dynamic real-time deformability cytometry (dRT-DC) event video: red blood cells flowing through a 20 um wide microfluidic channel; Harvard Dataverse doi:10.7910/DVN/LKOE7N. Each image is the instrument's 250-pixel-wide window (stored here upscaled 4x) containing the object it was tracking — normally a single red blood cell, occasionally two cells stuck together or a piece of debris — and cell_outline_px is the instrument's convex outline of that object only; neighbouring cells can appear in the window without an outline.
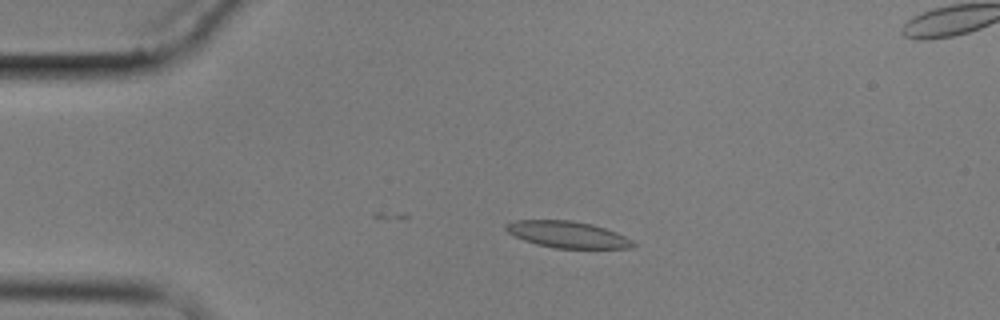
{"species": "common noctule bat (a hibernating species)", "species_latin": "Nyctalus noctula", "temperature_condition": "cold", "stored_images_in_passage": 5, "camera_frame_rate_fps": 3000, "um_per_image_px": 0.085, "animal": {"sex": "male", "body_mass_g": 17.9}, "frame": {"image": 1, "passage_image": 3, "time_ms": 2.333, "image_size_px": [1000, 320], "cell_outline_px": [[636, 244], [632, 248], [556, 248], [536, 244], [524, 240], [508, 232], [504, 228], [504, 224], [516, 220], [572, 220], [592, 224], [616, 232], [632, 240]], "centroid_in_image_um": [48.23, 19.93], "position_along_channel_um": 36.8, "area_um2": 19.59}}